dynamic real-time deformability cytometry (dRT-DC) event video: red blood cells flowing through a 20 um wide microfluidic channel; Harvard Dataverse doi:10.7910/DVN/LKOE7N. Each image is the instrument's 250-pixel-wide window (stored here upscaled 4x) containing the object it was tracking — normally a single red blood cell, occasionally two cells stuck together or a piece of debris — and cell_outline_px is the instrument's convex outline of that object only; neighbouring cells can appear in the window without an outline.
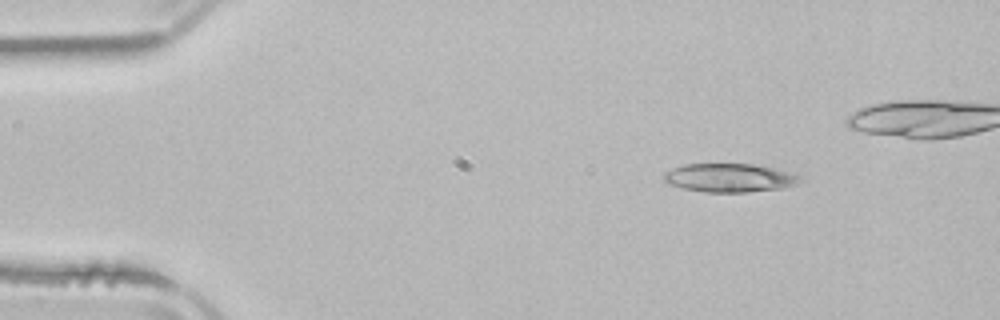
{"species": "common noctule bat (a hibernating species)", "species_latin": "Nyctalus noctula", "temperature_condition": "room temperature", "stored_images_in_passage": 4, "camera_frame_rate_fps": 3000, "um_per_image_px": 0.085, "animal": {"sex": "male", "body_mass_g": 21.5, "forearm_length_mm": 52.0}, "frame": {"image": 1, "passage_image": 2, "time_ms": 1.0, "image_size_px": [1000, 320], "cell_outline_px": [[804, 180], [796, 184], [784, 188], [748, 192], [704, 192], [684, 188], [668, 184], [664, 180], [664, 172], [672, 168], [684, 164], [752, 164], [796, 172], [804, 176]], "centroid_in_image_um": [62.1, 15.11], "position_along_channel_um": 22.9, "area_um2": 23.06}}